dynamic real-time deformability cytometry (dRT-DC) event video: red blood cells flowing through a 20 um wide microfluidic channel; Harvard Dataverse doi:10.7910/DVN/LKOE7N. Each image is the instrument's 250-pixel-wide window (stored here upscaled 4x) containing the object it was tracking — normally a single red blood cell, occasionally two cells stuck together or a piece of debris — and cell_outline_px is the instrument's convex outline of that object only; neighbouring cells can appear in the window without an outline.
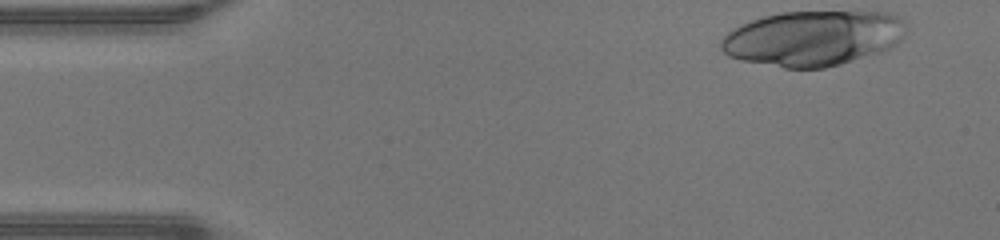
{"species": "human", "species_latin": "Homo sapiens", "temperature_condition": "warm", "stored_images_in_passage": 14, "camera_frame_rate_fps": 3000, "um_per_image_px": 0.085, "donor": {"sex": "male"}, "frame": {"image": 1, "passage_image": 1, "time_ms": 0.0, "image_size_px": [1000, 240], "cell_outline_px": [[908, 28], [904, 36], [892, 48], [884, 52], [840, 64], [824, 68], [784, 68], [740, 60], [728, 56], [720, 48], [720, 40], [732, 28], [740, 24], [764, 16], [780, 12], [888, 12], [900, 16], [908, 20]], "centroid_in_image_um": [69.16, 3.25], "position_along_channel_um": 15.8, "area_um2": 60.4}}
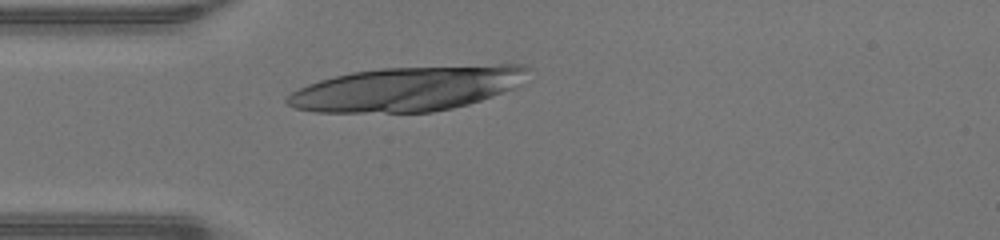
{"frame": {"image": 2, "passage_image": 10, "time_ms": 3.0, "image_size_px": [1000, 240], "cell_outline_px": [[532, 68], [524, 84], [492, 96], [468, 104], [452, 108], [432, 112], [316, 112], [296, 108], [288, 104], [284, 100], [292, 92], [308, 84], [320, 80], [352, 72], [380, 68], [500, 64], [524, 64]], "centroid_in_image_um": [34.72, 7.53], "position_along_channel_um": 50.3, "area_um2": 62.83}}